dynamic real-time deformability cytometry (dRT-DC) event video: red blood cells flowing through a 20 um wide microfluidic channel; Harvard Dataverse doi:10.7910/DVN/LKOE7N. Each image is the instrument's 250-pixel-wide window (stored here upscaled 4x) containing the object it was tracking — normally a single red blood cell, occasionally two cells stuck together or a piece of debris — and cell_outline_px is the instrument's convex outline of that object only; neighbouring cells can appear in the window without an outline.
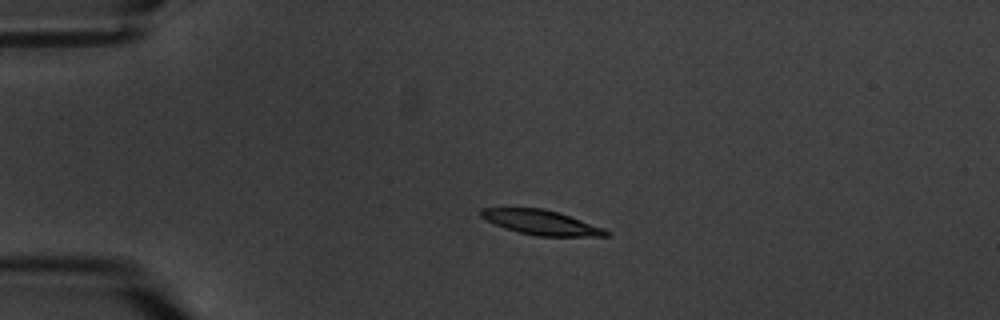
{"species": "common noctule bat (a hibernating species)", "species_latin": "Nyctalus noctula", "temperature_condition": "warm", "stored_images_in_passage": 5, "camera_frame_rate_fps": 3000, "um_per_image_px": 0.085, "animal": {"sex": "male", "body_mass_g": 20.1, "forearm_length_mm": 53.5}, "frame": {"image": 1, "passage_image": 4, "time_ms": 3.333, "image_size_px": [1000, 320], "cell_outline_px": [[612, 236], [536, 236], [504, 228], [480, 216], [480, 208], [544, 208], [560, 212], [604, 228], [612, 232]], "centroid_in_image_um": [46.07, 18.9], "position_along_channel_um": 38.9, "area_um2": 18.03}}